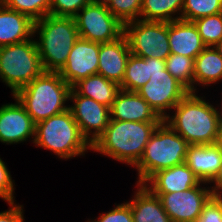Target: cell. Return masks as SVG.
Here are the masks:
<instances>
[{"mask_svg": "<svg viewBox=\"0 0 222 222\" xmlns=\"http://www.w3.org/2000/svg\"><path fill=\"white\" fill-rule=\"evenodd\" d=\"M151 77V58L130 54L120 89L137 92Z\"/></svg>", "mask_w": 222, "mask_h": 222, "instance_id": "d4e9b609", "label": "cell"}, {"mask_svg": "<svg viewBox=\"0 0 222 222\" xmlns=\"http://www.w3.org/2000/svg\"><path fill=\"white\" fill-rule=\"evenodd\" d=\"M165 69V60L151 58V75L155 73H162Z\"/></svg>", "mask_w": 222, "mask_h": 222, "instance_id": "8d00e7d4", "label": "cell"}, {"mask_svg": "<svg viewBox=\"0 0 222 222\" xmlns=\"http://www.w3.org/2000/svg\"><path fill=\"white\" fill-rule=\"evenodd\" d=\"M110 119L133 122H161L162 119L137 92L120 89L110 107Z\"/></svg>", "mask_w": 222, "mask_h": 222, "instance_id": "9a60e30c", "label": "cell"}, {"mask_svg": "<svg viewBox=\"0 0 222 222\" xmlns=\"http://www.w3.org/2000/svg\"><path fill=\"white\" fill-rule=\"evenodd\" d=\"M15 103L0 107V142L9 144L22 143L28 138L34 142L35 123L25 107L13 96Z\"/></svg>", "mask_w": 222, "mask_h": 222, "instance_id": "5bb4252c", "label": "cell"}, {"mask_svg": "<svg viewBox=\"0 0 222 222\" xmlns=\"http://www.w3.org/2000/svg\"><path fill=\"white\" fill-rule=\"evenodd\" d=\"M44 71L60 72L79 38L74 17L48 14L34 21V35Z\"/></svg>", "mask_w": 222, "mask_h": 222, "instance_id": "3957f363", "label": "cell"}, {"mask_svg": "<svg viewBox=\"0 0 222 222\" xmlns=\"http://www.w3.org/2000/svg\"><path fill=\"white\" fill-rule=\"evenodd\" d=\"M131 52L127 39L124 35L116 41L99 43L98 73L107 80L122 84L126 64Z\"/></svg>", "mask_w": 222, "mask_h": 222, "instance_id": "2e32d148", "label": "cell"}, {"mask_svg": "<svg viewBox=\"0 0 222 222\" xmlns=\"http://www.w3.org/2000/svg\"><path fill=\"white\" fill-rule=\"evenodd\" d=\"M131 54L141 58L166 60L171 54L168 41V22L141 19L123 25Z\"/></svg>", "mask_w": 222, "mask_h": 222, "instance_id": "ba28073f", "label": "cell"}, {"mask_svg": "<svg viewBox=\"0 0 222 222\" xmlns=\"http://www.w3.org/2000/svg\"><path fill=\"white\" fill-rule=\"evenodd\" d=\"M71 88L59 72L44 71L13 96L25 107L36 124L69 109L65 104L69 101Z\"/></svg>", "mask_w": 222, "mask_h": 222, "instance_id": "277c9868", "label": "cell"}, {"mask_svg": "<svg viewBox=\"0 0 222 222\" xmlns=\"http://www.w3.org/2000/svg\"><path fill=\"white\" fill-rule=\"evenodd\" d=\"M195 222H222V195H213Z\"/></svg>", "mask_w": 222, "mask_h": 222, "instance_id": "d6a6232c", "label": "cell"}, {"mask_svg": "<svg viewBox=\"0 0 222 222\" xmlns=\"http://www.w3.org/2000/svg\"><path fill=\"white\" fill-rule=\"evenodd\" d=\"M159 123L110 119L104 133L92 145V151L134 167Z\"/></svg>", "mask_w": 222, "mask_h": 222, "instance_id": "7a4b0ae2", "label": "cell"}, {"mask_svg": "<svg viewBox=\"0 0 222 222\" xmlns=\"http://www.w3.org/2000/svg\"><path fill=\"white\" fill-rule=\"evenodd\" d=\"M222 163V148L216 144L189 145L185 164L201 182L210 183L218 174Z\"/></svg>", "mask_w": 222, "mask_h": 222, "instance_id": "d6986e66", "label": "cell"}, {"mask_svg": "<svg viewBox=\"0 0 222 222\" xmlns=\"http://www.w3.org/2000/svg\"><path fill=\"white\" fill-rule=\"evenodd\" d=\"M220 108H221V110H222V106H221ZM216 112H217V116H218L219 122H222V111H219V110L216 108Z\"/></svg>", "mask_w": 222, "mask_h": 222, "instance_id": "ab89813d", "label": "cell"}, {"mask_svg": "<svg viewBox=\"0 0 222 222\" xmlns=\"http://www.w3.org/2000/svg\"><path fill=\"white\" fill-rule=\"evenodd\" d=\"M168 41L171 54L193 59L206 47L195 24L182 19L168 22Z\"/></svg>", "mask_w": 222, "mask_h": 222, "instance_id": "ac0fdd59", "label": "cell"}, {"mask_svg": "<svg viewBox=\"0 0 222 222\" xmlns=\"http://www.w3.org/2000/svg\"><path fill=\"white\" fill-rule=\"evenodd\" d=\"M37 147L52 151L61 159L83 156L92 145L82 135L70 109L35 124Z\"/></svg>", "mask_w": 222, "mask_h": 222, "instance_id": "8992f818", "label": "cell"}, {"mask_svg": "<svg viewBox=\"0 0 222 222\" xmlns=\"http://www.w3.org/2000/svg\"><path fill=\"white\" fill-rule=\"evenodd\" d=\"M214 48L218 51V53L222 57V39L214 46Z\"/></svg>", "mask_w": 222, "mask_h": 222, "instance_id": "f35d334b", "label": "cell"}, {"mask_svg": "<svg viewBox=\"0 0 222 222\" xmlns=\"http://www.w3.org/2000/svg\"><path fill=\"white\" fill-rule=\"evenodd\" d=\"M215 144L222 148V122L218 124V132Z\"/></svg>", "mask_w": 222, "mask_h": 222, "instance_id": "74e56055", "label": "cell"}, {"mask_svg": "<svg viewBox=\"0 0 222 222\" xmlns=\"http://www.w3.org/2000/svg\"><path fill=\"white\" fill-rule=\"evenodd\" d=\"M79 95L92 98L98 103L111 107L120 86L104 76L95 74L80 80L72 87Z\"/></svg>", "mask_w": 222, "mask_h": 222, "instance_id": "603a6c76", "label": "cell"}, {"mask_svg": "<svg viewBox=\"0 0 222 222\" xmlns=\"http://www.w3.org/2000/svg\"><path fill=\"white\" fill-rule=\"evenodd\" d=\"M99 43L78 38L60 76L73 87L77 82L98 73Z\"/></svg>", "mask_w": 222, "mask_h": 222, "instance_id": "4fadbf2b", "label": "cell"}, {"mask_svg": "<svg viewBox=\"0 0 222 222\" xmlns=\"http://www.w3.org/2000/svg\"><path fill=\"white\" fill-rule=\"evenodd\" d=\"M206 185L185 164H179L156 172L144 185L153 193H172L186 191L199 184Z\"/></svg>", "mask_w": 222, "mask_h": 222, "instance_id": "e0dca14e", "label": "cell"}, {"mask_svg": "<svg viewBox=\"0 0 222 222\" xmlns=\"http://www.w3.org/2000/svg\"><path fill=\"white\" fill-rule=\"evenodd\" d=\"M211 183H213V186H210L213 194L222 195V163L218 174L209 184L211 185Z\"/></svg>", "mask_w": 222, "mask_h": 222, "instance_id": "d590c367", "label": "cell"}, {"mask_svg": "<svg viewBox=\"0 0 222 222\" xmlns=\"http://www.w3.org/2000/svg\"><path fill=\"white\" fill-rule=\"evenodd\" d=\"M221 80L222 57L214 46H206L194 59L193 92L198 84L205 87Z\"/></svg>", "mask_w": 222, "mask_h": 222, "instance_id": "7402d4cb", "label": "cell"}, {"mask_svg": "<svg viewBox=\"0 0 222 222\" xmlns=\"http://www.w3.org/2000/svg\"><path fill=\"white\" fill-rule=\"evenodd\" d=\"M9 206V210L0 212V222H24L23 205L13 202Z\"/></svg>", "mask_w": 222, "mask_h": 222, "instance_id": "e575fe53", "label": "cell"}, {"mask_svg": "<svg viewBox=\"0 0 222 222\" xmlns=\"http://www.w3.org/2000/svg\"><path fill=\"white\" fill-rule=\"evenodd\" d=\"M108 10L123 25L140 19L142 0H104Z\"/></svg>", "mask_w": 222, "mask_h": 222, "instance_id": "f546056e", "label": "cell"}, {"mask_svg": "<svg viewBox=\"0 0 222 222\" xmlns=\"http://www.w3.org/2000/svg\"><path fill=\"white\" fill-rule=\"evenodd\" d=\"M222 12V0H183L181 19L195 21Z\"/></svg>", "mask_w": 222, "mask_h": 222, "instance_id": "4316f807", "label": "cell"}, {"mask_svg": "<svg viewBox=\"0 0 222 222\" xmlns=\"http://www.w3.org/2000/svg\"><path fill=\"white\" fill-rule=\"evenodd\" d=\"M172 110L164 121L190 145L215 144L219 119L214 105L189 92Z\"/></svg>", "mask_w": 222, "mask_h": 222, "instance_id": "6da1fadb", "label": "cell"}, {"mask_svg": "<svg viewBox=\"0 0 222 222\" xmlns=\"http://www.w3.org/2000/svg\"><path fill=\"white\" fill-rule=\"evenodd\" d=\"M2 4L29 16L33 21L50 14V0H4Z\"/></svg>", "mask_w": 222, "mask_h": 222, "instance_id": "f1b7e54d", "label": "cell"}, {"mask_svg": "<svg viewBox=\"0 0 222 222\" xmlns=\"http://www.w3.org/2000/svg\"><path fill=\"white\" fill-rule=\"evenodd\" d=\"M68 105L82 135L93 145L104 133L110 121V108L92 98L79 95L73 88L69 94Z\"/></svg>", "mask_w": 222, "mask_h": 222, "instance_id": "7c38bea8", "label": "cell"}, {"mask_svg": "<svg viewBox=\"0 0 222 222\" xmlns=\"http://www.w3.org/2000/svg\"><path fill=\"white\" fill-rule=\"evenodd\" d=\"M44 72L36 41H26L0 47V79L14 95Z\"/></svg>", "mask_w": 222, "mask_h": 222, "instance_id": "52a82bcc", "label": "cell"}, {"mask_svg": "<svg viewBox=\"0 0 222 222\" xmlns=\"http://www.w3.org/2000/svg\"><path fill=\"white\" fill-rule=\"evenodd\" d=\"M92 0H50V14L54 16L74 17Z\"/></svg>", "mask_w": 222, "mask_h": 222, "instance_id": "4dcf8cb0", "label": "cell"}, {"mask_svg": "<svg viewBox=\"0 0 222 222\" xmlns=\"http://www.w3.org/2000/svg\"><path fill=\"white\" fill-rule=\"evenodd\" d=\"M202 186L199 184L186 191L154 194L160 198L163 209L172 222H195L203 206L214 195L211 187Z\"/></svg>", "mask_w": 222, "mask_h": 222, "instance_id": "8fae6325", "label": "cell"}, {"mask_svg": "<svg viewBox=\"0 0 222 222\" xmlns=\"http://www.w3.org/2000/svg\"><path fill=\"white\" fill-rule=\"evenodd\" d=\"M137 191L130 204L133 222H172L160 198L144 184L136 183Z\"/></svg>", "mask_w": 222, "mask_h": 222, "instance_id": "44dd1931", "label": "cell"}, {"mask_svg": "<svg viewBox=\"0 0 222 222\" xmlns=\"http://www.w3.org/2000/svg\"><path fill=\"white\" fill-rule=\"evenodd\" d=\"M182 9L183 0H142L140 19L171 22L181 19Z\"/></svg>", "mask_w": 222, "mask_h": 222, "instance_id": "cb8c5ba5", "label": "cell"}, {"mask_svg": "<svg viewBox=\"0 0 222 222\" xmlns=\"http://www.w3.org/2000/svg\"><path fill=\"white\" fill-rule=\"evenodd\" d=\"M74 20L79 37L85 40L109 43L123 35V24L112 15L104 1H91Z\"/></svg>", "mask_w": 222, "mask_h": 222, "instance_id": "9c48e42d", "label": "cell"}, {"mask_svg": "<svg viewBox=\"0 0 222 222\" xmlns=\"http://www.w3.org/2000/svg\"><path fill=\"white\" fill-rule=\"evenodd\" d=\"M14 185V180H12L11 174L5 165V162L0 158V198L6 201L8 204L15 202Z\"/></svg>", "mask_w": 222, "mask_h": 222, "instance_id": "836d02e7", "label": "cell"}, {"mask_svg": "<svg viewBox=\"0 0 222 222\" xmlns=\"http://www.w3.org/2000/svg\"><path fill=\"white\" fill-rule=\"evenodd\" d=\"M137 93L164 120L169 115L167 110L171 111L189 90L165 69L162 73L151 75L149 81Z\"/></svg>", "mask_w": 222, "mask_h": 222, "instance_id": "30bf717a", "label": "cell"}, {"mask_svg": "<svg viewBox=\"0 0 222 222\" xmlns=\"http://www.w3.org/2000/svg\"><path fill=\"white\" fill-rule=\"evenodd\" d=\"M190 144L164 120L154 130L142 157L134 166L138 184H145L156 172L185 163Z\"/></svg>", "mask_w": 222, "mask_h": 222, "instance_id": "5b68a950", "label": "cell"}, {"mask_svg": "<svg viewBox=\"0 0 222 222\" xmlns=\"http://www.w3.org/2000/svg\"><path fill=\"white\" fill-rule=\"evenodd\" d=\"M206 46H215L222 39V12L193 21Z\"/></svg>", "mask_w": 222, "mask_h": 222, "instance_id": "83f0119b", "label": "cell"}, {"mask_svg": "<svg viewBox=\"0 0 222 222\" xmlns=\"http://www.w3.org/2000/svg\"><path fill=\"white\" fill-rule=\"evenodd\" d=\"M34 36V21L27 15L0 6V47L20 43Z\"/></svg>", "mask_w": 222, "mask_h": 222, "instance_id": "ffe728a7", "label": "cell"}, {"mask_svg": "<svg viewBox=\"0 0 222 222\" xmlns=\"http://www.w3.org/2000/svg\"><path fill=\"white\" fill-rule=\"evenodd\" d=\"M87 222H133L130 204L127 201L118 204L109 212L102 213L96 220H88Z\"/></svg>", "mask_w": 222, "mask_h": 222, "instance_id": "1f68e13d", "label": "cell"}, {"mask_svg": "<svg viewBox=\"0 0 222 222\" xmlns=\"http://www.w3.org/2000/svg\"><path fill=\"white\" fill-rule=\"evenodd\" d=\"M167 71L193 92L194 59L179 54H170L165 60Z\"/></svg>", "mask_w": 222, "mask_h": 222, "instance_id": "484cf974", "label": "cell"}]
</instances>
